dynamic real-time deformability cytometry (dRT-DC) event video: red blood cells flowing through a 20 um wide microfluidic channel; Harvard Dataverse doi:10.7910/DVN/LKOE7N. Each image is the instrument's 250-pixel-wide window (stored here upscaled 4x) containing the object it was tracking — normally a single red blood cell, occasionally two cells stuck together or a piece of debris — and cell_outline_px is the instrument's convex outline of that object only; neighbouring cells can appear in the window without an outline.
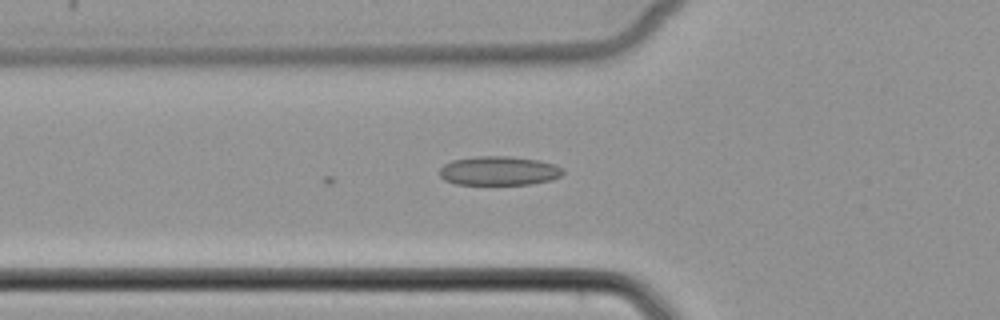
{"species": "common noctule bat (a hibernating species)", "species_latin": "Nyctalus noctula", "temperature_condition": "cold", "stored_images_in_passage": 3, "camera_frame_rate_fps": 3000, "um_per_image_px": 0.085, "animal": {"sex": "female", "body_mass_g": 22.7, "forearm_length_mm": 54.2}, "frame": {"image": 1, "passage_image": 3, "time_ms": 0.667, "image_size_px": [1000, 320], "cell_outline_px": [[564, 172], [560, 176], [552, 180], [528, 184], [456, 184], [444, 180], [440, 176], [440, 168], [444, 164], [452, 160], [476, 156], [508, 156], [540, 160], [556, 164], [564, 168]], "centroid_in_image_um": [42.43, 14.51], "position_along_channel_um": 83.4, "area_um2": 21.04}}